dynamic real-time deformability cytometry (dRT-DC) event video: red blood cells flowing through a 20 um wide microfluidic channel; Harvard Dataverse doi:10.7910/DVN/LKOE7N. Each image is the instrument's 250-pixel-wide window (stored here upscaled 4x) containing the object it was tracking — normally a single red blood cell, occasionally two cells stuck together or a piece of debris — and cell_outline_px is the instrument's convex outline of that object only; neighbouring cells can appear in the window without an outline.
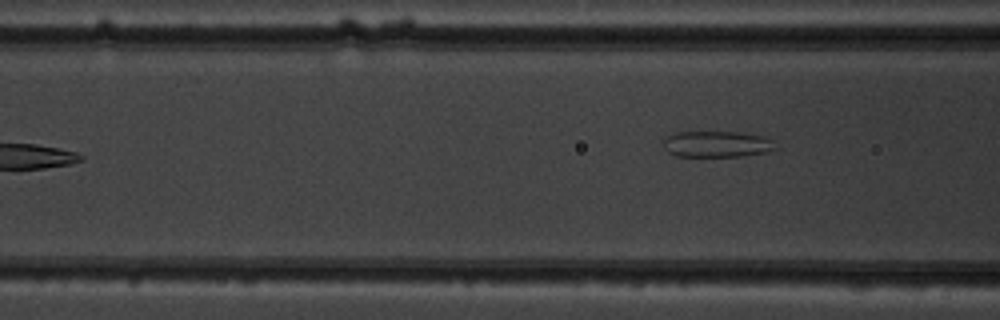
{"species": "common noctule bat (a hibernating species)", "species_latin": "Nyctalus noctula", "temperature_condition": "warm", "stored_images_in_passage": 4, "camera_frame_rate_fps": 3000, "um_per_image_px": 0.085, "animal": {"sex": "male", "body_mass_g": 19.5, "forearm_length_mm": 54.6}, "frame": {"image": 1, "passage_image": 4, "time_ms": 3.333, "image_size_px": [1000, 320], "cell_outline_px": [[780, 148], [768, 152], [740, 156], [676, 156], [668, 152], [664, 148], [664, 140], [668, 136], [676, 132], [740, 132], [760, 136], [772, 140]], "centroid_in_image_um": [60.97, 12.25], "position_along_channel_um": 105.6, "area_um2": 17.11}}